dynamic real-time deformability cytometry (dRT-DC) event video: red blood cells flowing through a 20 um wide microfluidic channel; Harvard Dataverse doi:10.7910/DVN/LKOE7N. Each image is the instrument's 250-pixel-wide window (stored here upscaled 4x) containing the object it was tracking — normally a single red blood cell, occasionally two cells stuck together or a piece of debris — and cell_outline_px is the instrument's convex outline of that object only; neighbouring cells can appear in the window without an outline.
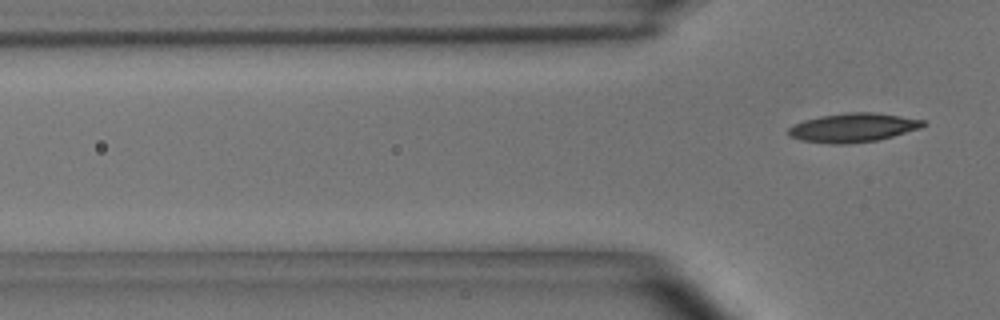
{"species": "common noctule bat (a hibernating species)", "species_latin": "Nyctalus noctula", "temperature_condition": "room temperature", "stored_images_in_passage": 7, "segment_of_instrument_passage": [2, 2], "camera_frame_rate_fps": 3000, "um_per_image_px": 0.085, "animal": {"sex": "male", "body_mass_g": 15.6}, "frame": {"image": 1, "passage_image": 7, "time_ms": 2.0, "image_size_px": [1000, 320], "cell_outline_px": [[928, 124], [920, 128], [892, 136], [876, 140], [844, 144], [832, 144], [804, 140], [792, 136], [788, 132], [788, 128], [804, 120], [820, 116], [844, 112], [876, 112], [924, 120]], "centroid_in_image_um": [72.55, 10.83], "position_along_channel_um": 53.3, "area_um2": 22.43}}